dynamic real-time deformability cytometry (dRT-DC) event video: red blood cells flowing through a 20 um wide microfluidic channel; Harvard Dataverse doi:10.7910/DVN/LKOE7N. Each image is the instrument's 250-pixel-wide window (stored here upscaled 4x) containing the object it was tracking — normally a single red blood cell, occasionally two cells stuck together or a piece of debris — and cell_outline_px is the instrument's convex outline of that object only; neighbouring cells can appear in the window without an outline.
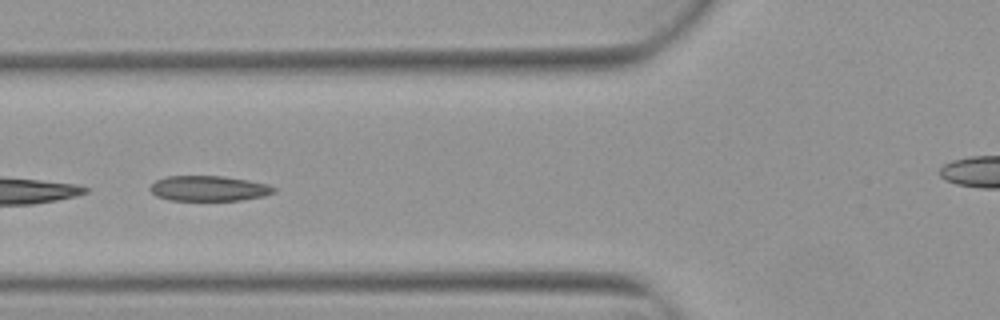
{"species": "Egyptian fruit bat (a non-hibernating species)", "species_latin": "Rousettus aegyptiacus", "temperature_condition": "warm", "stored_images_in_passage": 9, "segment_of_instrument_passage": [1, 2], "camera_frame_rate_fps": 3000, "um_per_image_px": 0.085, "animal": {"sex": "female"}, "frame": {"image": 1, "passage_image": 6, "time_ms": 1.667, "image_size_px": [1000, 320], "cell_outline_px": [[276, 192], [264, 196], [240, 200], [172, 200], [156, 196], [148, 188], [156, 180], [164, 176], [224, 176], [248, 180], [268, 184], [276, 188]], "centroid_in_image_um": [17.75, 16.01], "position_along_channel_um": 108.0, "area_um2": 18.26}}
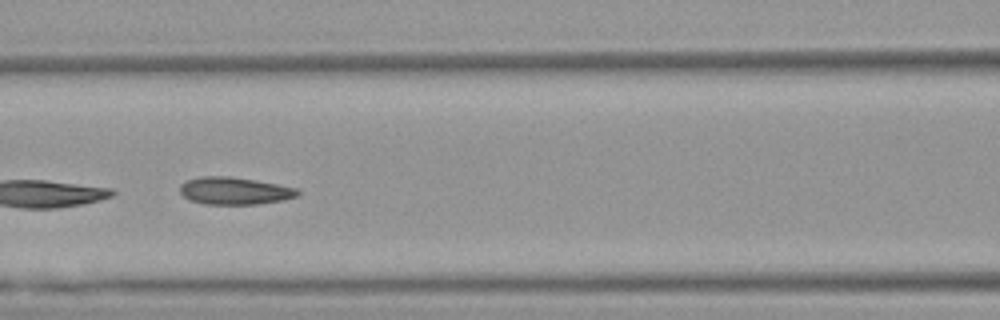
{"frame": {"image": 2, "passage_image": 7, "time_ms": 2.0, "image_size_px": [1000, 320], "cell_outline_px": [[300, 196], [284, 200], [260, 204], [204, 204], [188, 200], [180, 192], [180, 184], [188, 180], [200, 176], [228, 176], [256, 180], [296, 188], [300, 192]], "centroid_in_image_um": [19.94, 16.23], "position_along_channel_um": 146.7, "area_um2": 18.9}}
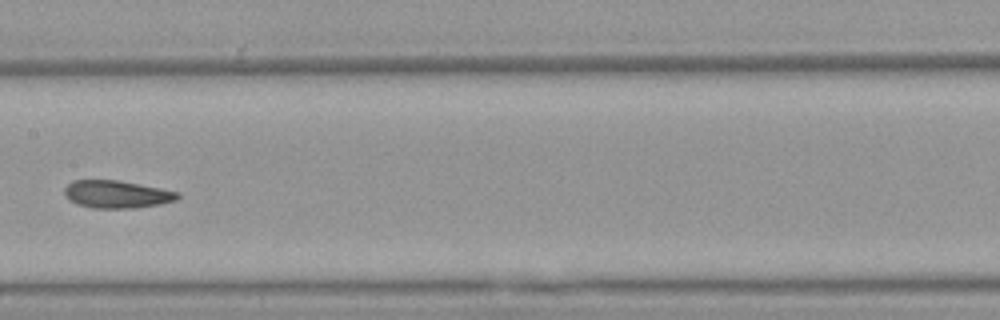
{"frame": {"image": 3, "passage_image": 8, "time_ms": 2.333, "image_size_px": [1000, 320], "cell_outline_px": [[180, 196], [176, 200], [160, 204], [132, 208], [92, 208], [76, 204], [68, 200], [64, 196], [64, 188], [72, 180], [120, 180], [180, 192]], "centroid_in_image_um": [9.89, 16.51], "position_along_channel_um": 197.5, "area_um2": 18.38}}